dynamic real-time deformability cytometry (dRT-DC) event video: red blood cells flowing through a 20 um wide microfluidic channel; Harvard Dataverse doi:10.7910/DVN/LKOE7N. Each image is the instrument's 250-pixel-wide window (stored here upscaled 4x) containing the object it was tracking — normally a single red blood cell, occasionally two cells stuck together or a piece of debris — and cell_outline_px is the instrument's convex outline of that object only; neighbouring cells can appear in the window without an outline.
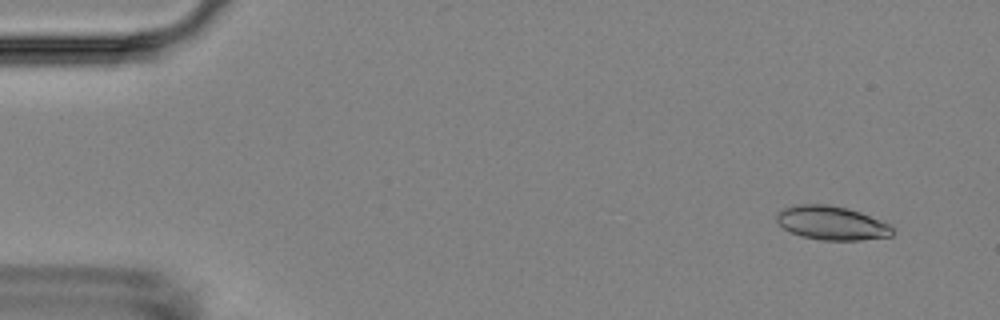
{"species": "Egyptian fruit bat (a non-hibernating species)", "species_latin": "Rousettus aegyptiacus", "temperature_condition": "room temperature", "stored_images_in_passage": 4, "camera_frame_rate_fps": 3000, "um_per_image_px": 0.085, "animal": {"sex": "female"}, "frame": {"image": 1, "passage_image": 1, "time_ms": 0.0, "image_size_px": [1000, 320], "cell_outline_px": [[896, 232], [892, 236], [860, 240], [820, 240], [800, 236], [784, 228], [776, 220], [776, 212], [792, 204], [828, 204], [848, 208], [860, 212], [888, 224]], "centroid_in_image_um": [70.67, 18.95], "position_along_channel_um": 14.3, "area_um2": 22.95}}
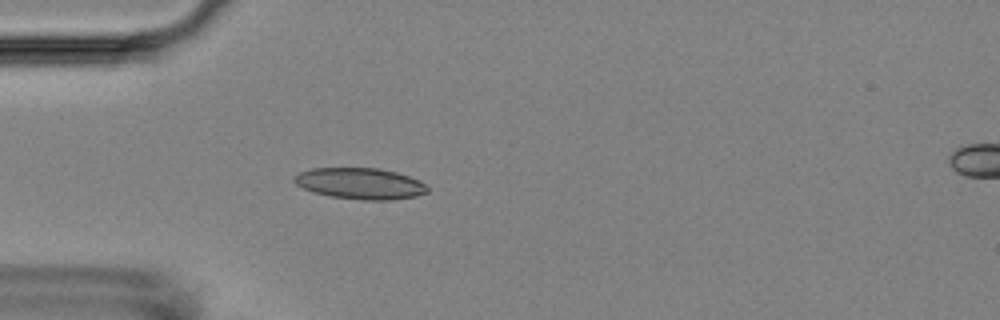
{"frame": {"image": 2, "passage_image": 4, "time_ms": 4.0, "image_size_px": [1000, 320], "cell_outline_px": [[428, 192], [416, 196], [392, 200], [364, 200], [332, 196], [312, 192], [296, 184], [292, 180], [300, 172], [312, 168], [376, 168], [396, 172], [420, 180], [428, 188]], "centroid_in_image_um": [30.63, 15.6], "position_along_channel_um": 54.4, "area_um2": 24.1}}